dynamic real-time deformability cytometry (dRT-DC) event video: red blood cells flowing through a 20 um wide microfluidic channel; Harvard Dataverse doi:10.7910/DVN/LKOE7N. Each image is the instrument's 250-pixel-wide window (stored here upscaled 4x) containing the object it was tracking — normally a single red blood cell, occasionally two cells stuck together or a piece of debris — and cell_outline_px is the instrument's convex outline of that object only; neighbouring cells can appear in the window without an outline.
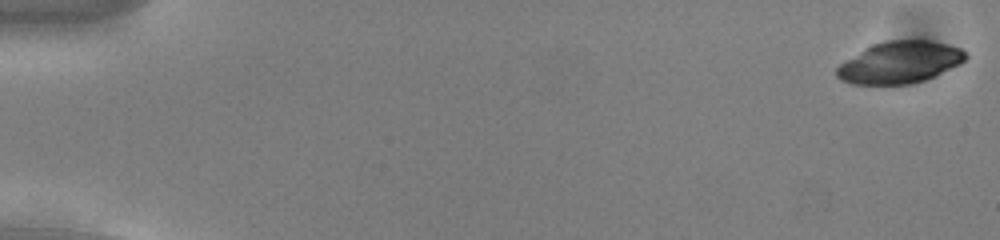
{"species": "common noctule bat (a hibernating species)", "species_latin": "Nyctalus noctula", "temperature_condition": "cold", "stored_images_in_passage": 55, "camera_frame_rate_fps": 3000, "um_per_image_px": 0.085, "animal": {"sex": "male", "body_mass_g": 13.0, "forearm_length_mm": 53.1}, "frame": {"image": 1, "passage_image": 1, "time_ms": 0.0, "image_size_px": [1000, 240], "cell_outline_px": [[968, 56], [960, 64], [936, 76], [912, 84], [852, 84], [840, 80], [836, 76], [836, 68], [840, 64], [864, 48], [872, 44], [888, 40], [928, 40], [948, 44], [960, 48], [968, 52]], "centroid_in_image_um": [76.5, 5.3], "position_along_channel_um": 8.5, "area_um2": 31.62}}